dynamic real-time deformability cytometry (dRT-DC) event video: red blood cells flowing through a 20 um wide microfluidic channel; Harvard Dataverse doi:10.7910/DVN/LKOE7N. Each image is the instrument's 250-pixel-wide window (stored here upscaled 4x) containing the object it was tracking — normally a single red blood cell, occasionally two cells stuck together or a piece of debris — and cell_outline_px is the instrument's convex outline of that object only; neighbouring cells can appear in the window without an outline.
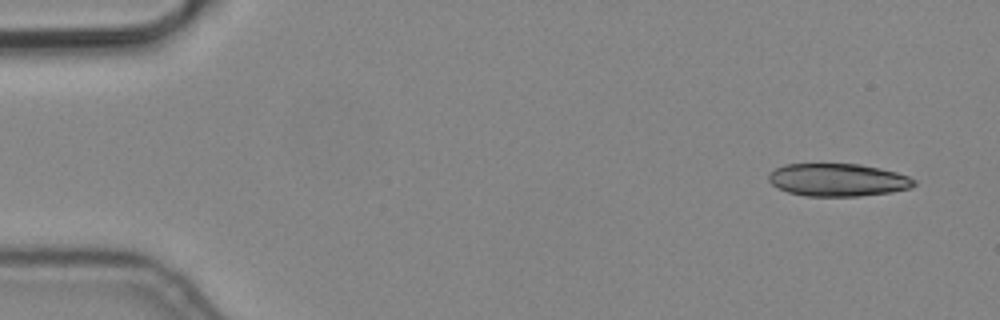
{"species": "common noctule bat (a hibernating species)", "species_latin": "Nyctalus noctula", "temperature_condition": "cold", "stored_images_in_passage": 5, "camera_frame_rate_fps": 3000, "um_per_image_px": 0.085, "animal": {"sex": "male", "body_mass_g": 19.2, "forearm_length_mm": 51.8}, "frame": {"image": 1, "passage_image": 1, "time_ms": 0.0, "image_size_px": [1000, 320], "cell_outline_px": [[916, 184], [912, 188], [892, 192], [860, 196], [804, 196], [788, 192], [772, 184], [768, 180], [768, 172], [784, 164], [860, 164], [880, 168], [896, 172], [908, 176], [916, 180]], "centroid_in_image_um": [71.23, 15.29], "position_along_channel_um": 13.8, "area_um2": 27.92}}